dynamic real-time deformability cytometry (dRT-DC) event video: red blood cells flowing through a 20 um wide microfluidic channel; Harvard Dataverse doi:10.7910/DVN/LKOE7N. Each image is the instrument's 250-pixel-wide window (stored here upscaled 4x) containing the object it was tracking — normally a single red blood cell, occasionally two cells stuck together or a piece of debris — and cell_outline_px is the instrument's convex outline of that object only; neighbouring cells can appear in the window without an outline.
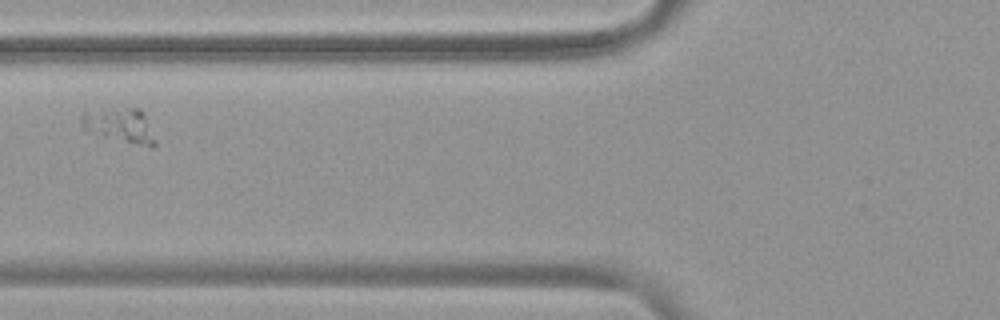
{"species": "common noctule bat (a hibernating species)", "species_latin": "Nyctalus noctula", "temperature_condition": "warm", "stored_images_in_passage": 8, "camera_frame_rate_fps": 3000, "um_per_image_px": 0.085, "animal": {"sex": "female", "body_mass_g": 19.9}, "frame": {"image": 1, "passage_image": 7, "time_ms": 2.0, "image_size_px": [1000, 320], "cell_outline_px": [[156, 144], [152, 148], [100, 136], [84, 128], [80, 124], [80, 116], [84, 112], [128, 108], [140, 108], [144, 112], [156, 140]], "centroid_in_image_um": [10.24, 10.68], "position_along_channel_um": 115.6, "area_um2": 14.74}}